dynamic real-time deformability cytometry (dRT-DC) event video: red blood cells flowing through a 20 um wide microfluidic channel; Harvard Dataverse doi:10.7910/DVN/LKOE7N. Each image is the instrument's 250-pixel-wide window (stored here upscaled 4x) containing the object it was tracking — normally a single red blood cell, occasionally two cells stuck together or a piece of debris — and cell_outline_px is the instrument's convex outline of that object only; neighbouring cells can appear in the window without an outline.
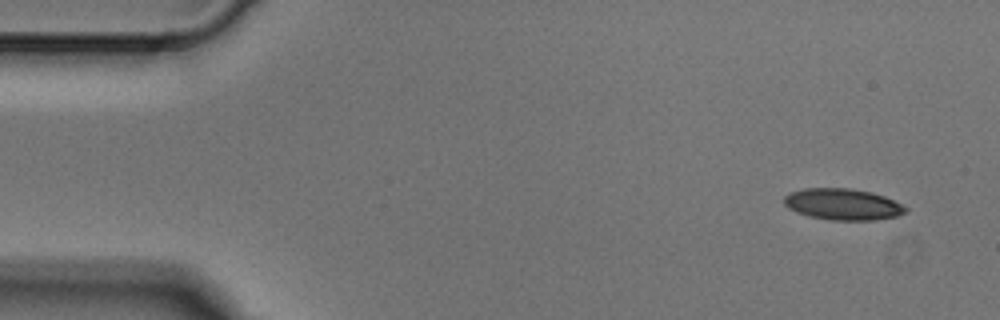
{"species": "Egyptian fruit bat (a non-hibernating species)", "species_latin": "Rousettus aegyptiacus", "temperature_condition": "cold", "stored_images_in_passage": 4, "segment_of_instrument_passage": [1, 2], "camera_frame_rate_fps": 3000, "um_per_image_px": 0.085, "animal": {"sex": "male"}, "frame": {"image": 1, "passage_image": 1, "time_ms": 0.0, "image_size_px": [1000, 320], "cell_outline_px": [[908, 212], [896, 216], [876, 220], [828, 220], [808, 216], [796, 212], [788, 208], [784, 204], [784, 196], [788, 192], [804, 188], [852, 188], [872, 192], [884, 196], [908, 208]], "centroid_in_image_um": [71.61, 17.36], "position_along_channel_um": 13.4, "area_um2": 22.43}}